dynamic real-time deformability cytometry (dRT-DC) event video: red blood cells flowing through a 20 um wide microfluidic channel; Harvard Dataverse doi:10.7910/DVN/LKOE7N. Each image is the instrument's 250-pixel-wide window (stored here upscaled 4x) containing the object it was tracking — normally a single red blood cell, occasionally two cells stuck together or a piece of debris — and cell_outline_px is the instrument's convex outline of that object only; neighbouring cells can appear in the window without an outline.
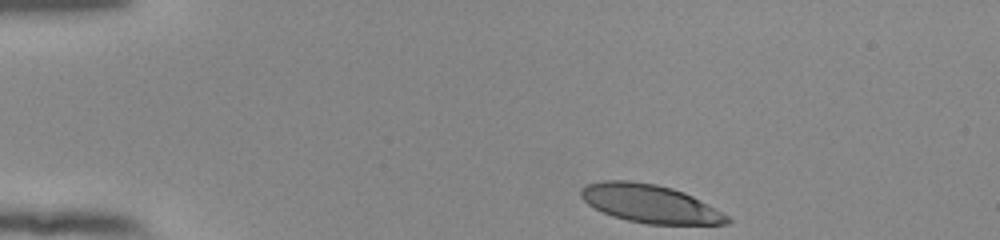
{"species": "human", "species_latin": "Homo sapiens", "temperature_condition": "room temperature", "stored_images_in_passage": 38, "camera_frame_rate_fps": 3000, "um_per_image_px": 0.085, "donor": {"sex": "female"}, "frame": {"image": 1, "passage_image": 1, "time_ms": 0.0, "image_size_px": [1000, 240], "cell_outline_px": [[732, 220], [728, 224], [648, 224], [628, 220], [612, 216], [588, 204], [580, 196], [580, 188], [588, 184], [604, 180], [628, 180], [656, 184], [672, 188], [684, 192], [708, 204], [728, 216]], "centroid_in_image_um": [55.24, 17.3], "position_along_channel_um": 29.8, "area_um2": 32.37}}
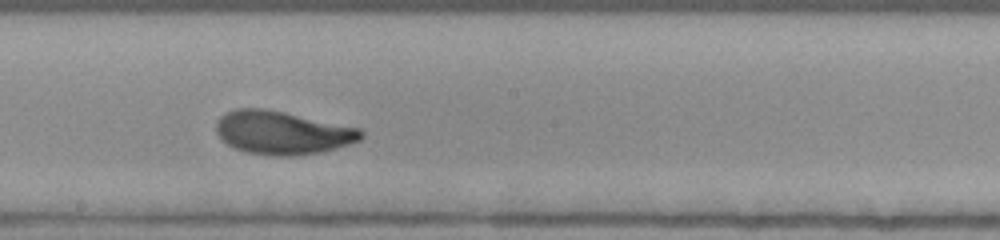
{"frame": {"image": 2, "passage_image": 22, "time_ms": 7.0, "image_size_px": [1000, 240], "cell_outline_px": [[364, 136], [360, 140], [336, 148], [320, 152], [292, 156], [272, 156], [248, 152], [236, 148], [228, 144], [216, 132], [216, 120], [220, 116], [236, 108], [264, 108], [284, 112], [360, 128], [364, 132]], "centroid_in_image_um": [24.0, 11.27], "position_along_channel_um": 224.2, "area_um2": 36.36}}
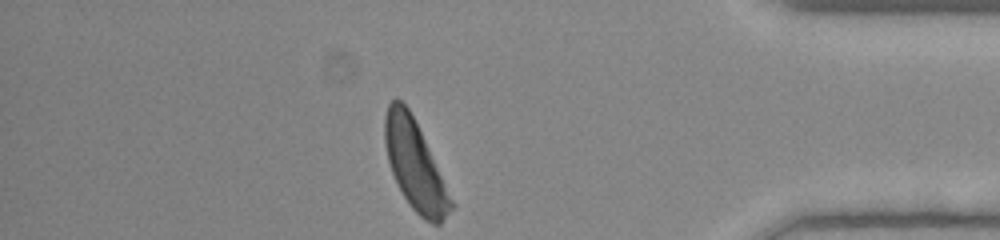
{"frame": {"image": 3, "passage_image": 38, "time_ms": 12.333, "image_size_px": [1000, 240], "cell_outline_px": [[456, 204], [440, 224], [432, 224], [420, 216], [408, 204], [392, 172], [388, 160], [384, 140], [384, 116], [388, 104], [396, 96], [408, 108]], "centroid_in_image_um": [35.27, 14.06], "position_along_channel_um": 399.9, "area_um2": 33.93}, "authors_computed_cell_mechanics": {"area_um2": 35.258, "velocity_mm_per_s": 3.8605, "shape_relaxation_time_tau1_ms": 2.533, "shape_relaxation_time_tau2_ms": 1.2951, "deformation_change_tau1": 0.1549, "deformation_change_tau2": 0.0797}}